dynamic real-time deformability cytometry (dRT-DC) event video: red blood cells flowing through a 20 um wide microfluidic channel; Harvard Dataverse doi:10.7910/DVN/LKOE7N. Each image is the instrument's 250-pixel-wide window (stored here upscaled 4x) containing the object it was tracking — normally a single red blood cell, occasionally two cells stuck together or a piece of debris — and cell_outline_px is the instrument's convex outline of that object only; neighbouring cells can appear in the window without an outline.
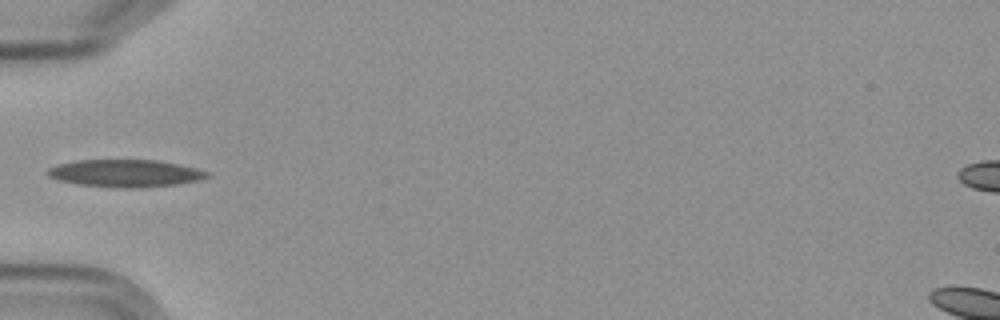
{"species": "Egyptian fruit bat (a non-hibernating species)", "species_latin": "Rousettus aegyptiacus", "temperature_condition": "cold", "stored_images_in_passage": 4, "camera_frame_rate_fps": 3000, "um_per_image_px": 0.085, "frame": {"image": 1, "passage_image": 4, "time_ms": 3.333, "image_size_px": [1000, 320], "cell_outline_px": [[212, 176], [180, 184], [140, 188], [116, 188], [76, 184], [56, 180], [48, 176], [44, 172], [48, 168], [60, 164], [80, 160], [156, 160], [196, 168], [212, 172]], "centroid_in_image_um": [10.65, 14.74], "position_along_channel_um": 74.4, "area_um2": 25.72}}